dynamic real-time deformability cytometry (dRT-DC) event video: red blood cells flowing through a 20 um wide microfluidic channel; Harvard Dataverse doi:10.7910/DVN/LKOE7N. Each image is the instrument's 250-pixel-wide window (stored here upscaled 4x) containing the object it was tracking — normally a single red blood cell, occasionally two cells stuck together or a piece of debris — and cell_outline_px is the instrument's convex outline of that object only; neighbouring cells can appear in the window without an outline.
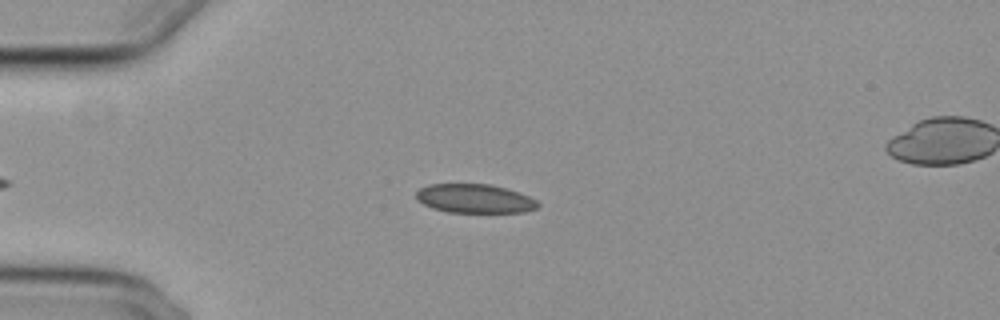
{"species": "common noctule bat (a hibernating species)", "species_latin": "Nyctalus noctula", "temperature_condition": "cold", "stored_images_in_passage": 39, "camera_frame_rate_fps": 3000, "um_per_image_px": 0.085, "animal": {"sex": "female", "body_mass_g": 29.2, "forearm_length_mm": 56.3}, "frame": {"image": 1, "passage_image": 3, "time_ms": 0.667, "image_size_px": [1000, 320], "cell_outline_px": [[540, 204], [536, 208], [524, 212], [448, 212], [432, 208], [416, 200], [416, 192], [420, 188], [428, 184], [492, 184], [528, 196], [536, 200]], "centroid_in_image_um": [40.31, 16.88], "position_along_channel_um": 44.7, "area_um2": 20.4}}
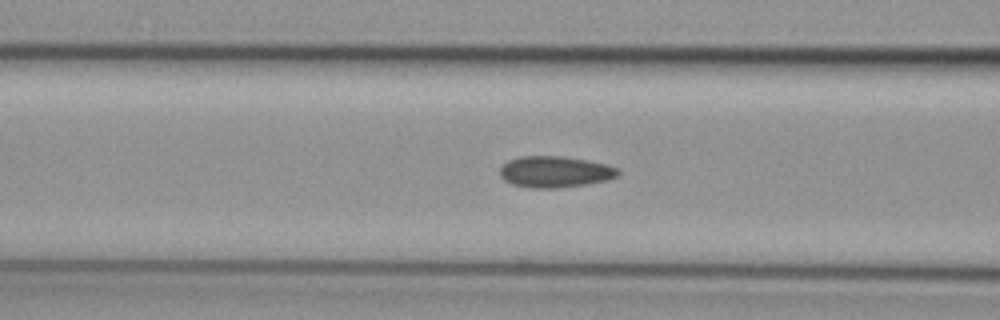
{"frame": {"image": 2, "passage_image": 11, "time_ms": 3.333, "image_size_px": [1000, 320], "cell_outline_px": [[620, 176], [608, 180], [584, 184], [556, 188], [528, 188], [512, 184], [504, 180], [500, 176], [500, 168], [508, 160], [520, 156], [560, 156], [588, 160], [608, 164], [620, 168]], "centroid_in_image_um": [47.21, 14.6], "position_along_channel_um": 119.4, "area_um2": 21.79}}
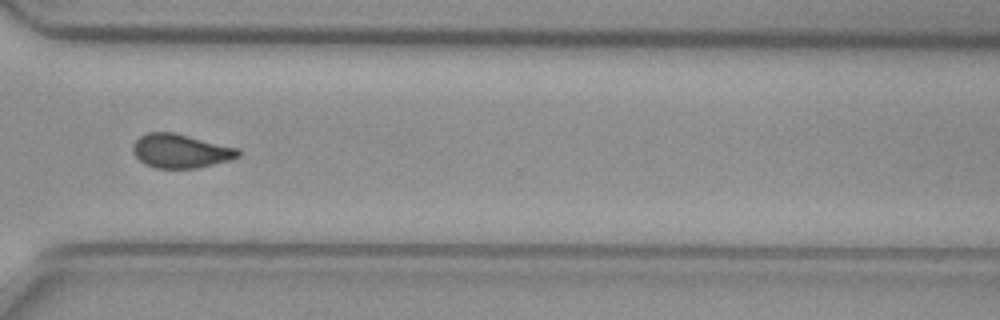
{"frame": {"image": 3, "passage_image": 30, "time_ms": 9.667, "image_size_px": [1000, 320], "cell_outline_px": [[240, 156], [228, 160], [196, 168], [156, 168], [144, 164], [136, 156], [132, 148], [132, 144], [140, 136], [148, 132], [172, 132], [240, 148]], "centroid_in_image_um": [15.34, 12.83], "position_along_channel_um": 355.3, "area_um2": 20.69}, "authors_computed_cell_mechanics": {"area_um2": 20.9814, "velocity_mm_per_s": 3.7225, "shape_relaxation_time_tau1_ms": 7.775, "shape_relaxation_time_tau2_ms": 1.7578, "deformation_change_tau1": 0.134, "deformation_change_tau2": 0.0621}}